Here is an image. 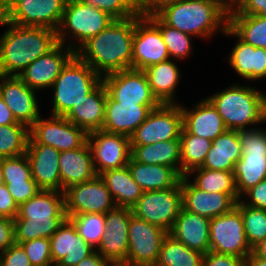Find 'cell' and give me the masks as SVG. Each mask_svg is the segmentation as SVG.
I'll return each instance as SVG.
<instances>
[{"label":"cell","instance_id":"obj_1","mask_svg":"<svg viewBox=\"0 0 266 266\" xmlns=\"http://www.w3.org/2000/svg\"><path fill=\"white\" fill-rule=\"evenodd\" d=\"M135 16L114 20L85 42L75 54L103 78L132 68Z\"/></svg>","mask_w":266,"mask_h":266},{"label":"cell","instance_id":"obj_2","mask_svg":"<svg viewBox=\"0 0 266 266\" xmlns=\"http://www.w3.org/2000/svg\"><path fill=\"white\" fill-rule=\"evenodd\" d=\"M3 25L8 28L0 37V75L18 76L58 44L57 33L50 28L22 27L1 17Z\"/></svg>","mask_w":266,"mask_h":266},{"label":"cell","instance_id":"obj_3","mask_svg":"<svg viewBox=\"0 0 266 266\" xmlns=\"http://www.w3.org/2000/svg\"><path fill=\"white\" fill-rule=\"evenodd\" d=\"M67 219L64 192L41 190L18 207L15 243L50 238Z\"/></svg>","mask_w":266,"mask_h":266},{"label":"cell","instance_id":"obj_4","mask_svg":"<svg viewBox=\"0 0 266 266\" xmlns=\"http://www.w3.org/2000/svg\"><path fill=\"white\" fill-rule=\"evenodd\" d=\"M156 15L166 25L203 40L228 28V13L209 0H177Z\"/></svg>","mask_w":266,"mask_h":266},{"label":"cell","instance_id":"obj_5","mask_svg":"<svg viewBox=\"0 0 266 266\" xmlns=\"http://www.w3.org/2000/svg\"><path fill=\"white\" fill-rule=\"evenodd\" d=\"M206 98L217 109L229 130H249L264 122L266 124V94L255 87L233 83Z\"/></svg>","mask_w":266,"mask_h":266},{"label":"cell","instance_id":"obj_6","mask_svg":"<svg viewBox=\"0 0 266 266\" xmlns=\"http://www.w3.org/2000/svg\"><path fill=\"white\" fill-rule=\"evenodd\" d=\"M102 78L86 62L76 54L63 67L61 73L52 84V114L65 116L84 96L92 92Z\"/></svg>","mask_w":266,"mask_h":266},{"label":"cell","instance_id":"obj_7","mask_svg":"<svg viewBox=\"0 0 266 266\" xmlns=\"http://www.w3.org/2000/svg\"><path fill=\"white\" fill-rule=\"evenodd\" d=\"M114 20L109 14L82 0H67L64 14L56 31L58 43L66 45L67 40L66 46L76 52L85 42L102 32Z\"/></svg>","mask_w":266,"mask_h":266},{"label":"cell","instance_id":"obj_8","mask_svg":"<svg viewBox=\"0 0 266 266\" xmlns=\"http://www.w3.org/2000/svg\"><path fill=\"white\" fill-rule=\"evenodd\" d=\"M242 156L234 167L238 196L266 179V129L258 127L238 131Z\"/></svg>","mask_w":266,"mask_h":266},{"label":"cell","instance_id":"obj_9","mask_svg":"<svg viewBox=\"0 0 266 266\" xmlns=\"http://www.w3.org/2000/svg\"><path fill=\"white\" fill-rule=\"evenodd\" d=\"M182 207V191L179 184L166 190L143 191L131 211L136 217L169 233Z\"/></svg>","mask_w":266,"mask_h":266},{"label":"cell","instance_id":"obj_10","mask_svg":"<svg viewBox=\"0 0 266 266\" xmlns=\"http://www.w3.org/2000/svg\"><path fill=\"white\" fill-rule=\"evenodd\" d=\"M210 251L240 257L245 260L253 248L247 241L241 212H230L210 219Z\"/></svg>","mask_w":266,"mask_h":266},{"label":"cell","instance_id":"obj_11","mask_svg":"<svg viewBox=\"0 0 266 266\" xmlns=\"http://www.w3.org/2000/svg\"><path fill=\"white\" fill-rule=\"evenodd\" d=\"M88 133L70 122L64 116L51 115L48 119L41 116L29 128L28 144L52 146L60 152L82 147Z\"/></svg>","mask_w":266,"mask_h":266},{"label":"cell","instance_id":"obj_12","mask_svg":"<svg viewBox=\"0 0 266 266\" xmlns=\"http://www.w3.org/2000/svg\"><path fill=\"white\" fill-rule=\"evenodd\" d=\"M182 128L180 103H161L151 110L146 120L132 134L130 145L144 146L170 139H180Z\"/></svg>","mask_w":266,"mask_h":266},{"label":"cell","instance_id":"obj_13","mask_svg":"<svg viewBox=\"0 0 266 266\" xmlns=\"http://www.w3.org/2000/svg\"><path fill=\"white\" fill-rule=\"evenodd\" d=\"M67 217L85 213L106 214L116 208L115 202L100 175L72 185L64 191Z\"/></svg>","mask_w":266,"mask_h":266},{"label":"cell","instance_id":"obj_14","mask_svg":"<svg viewBox=\"0 0 266 266\" xmlns=\"http://www.w3.org/2000/svg\"><path fill=\"white\" fill-rule=\"evenodd\" d=\"M167 235L168 232L164 229L132 214L128 229L129 247L126 263L154 266L158 260L162 242Z\"/></svg>","mask_w":266,"mask_h":266},{"label":"cell","instance_id":"obj_15","mask_svg":"<svg viewBox=\"0 0 266 266\" xmlns=\"http://www.w3.org/2000/svg\"><path fill=\"white\" fill-rule=\"evenodd\" d=\"M167 60L170 56L159 27L148 16L136 15L132 69L145 70Z\"/></svg>","mask_w":266,"mask_h":266},{"label":"cell","instance_id":"obj_16","mask_svg":"<svg viewBox=\"0 0 266 266\" xmlns=\"http://www.w3.org/2000/svg\"><path fill=\"white\" fill-rule=\"evenodd\" d=\"M87 142L91 149L97 175L126 166L131 158L130 138L103 130L88 133Z\"/></svg>","mask_w":266,"mask_h":266},{"label":"cell","instance_id":"obj_17","mask_svg":"<svg viewBox=\"0 0 266 266\" xmlns=\"http://www.w3.org/2000/svg\"><path fill=\"white\" fill-rule=\"evenodd\" d=\"M108 94L120 103L160 105L144 70L126 69L102 78Z\"/></svg>","mask_w":266,"mask_h":266},{"label":"cell","instance_id":"obj_18","mask_svg":"<svg viewBox=\"0 0 266 266\" xmlns=\"http://www.w3.org/2000/svg\"><path fill=\"white\" fill-rule=\"evenodd\" d=\"M67 0H19L4 16L22 27H45L57 31Z\"/></svg>","mask_w":266,"mask_h":266},{"label":"cell","instance_id":"obj_19","mask_svg":"<svg viewBox=\"0 0 266 266\" xmlns=\"http://www.w3.org/2000/svg\"><path fill=\"white\" fill-rule=\"evenodd\" d=\"M37 90L30 88L18 76L0 75V96L15 119L29 128L41 116Z\"/></svg>","mask_w":266,"mask_h":266},{"label":"cell","instance_id":"obj_20","mask_svg":"<svg viewBox=\"0 0 266 266\" xmlns=\"http://www.w3.org/2000/svg\"><path fill=\"white\" fill-rule=\"evenodd\" d=\"M74 55L75 52L72 49L58 43L47 54L28 65L18 77L30 88L38 92L41 89H51L63 67Z\"/></svg>","mask_w":266,"mask_h":266},{"label":"cell","instance_id":"obj_21","mask_svg":"<svg viewBox=\"0 0 266 266\" xmlns=\"http://www.w3.org/2000/svg\"><path fill=\"white\" fill-rule=\"evenodd\" d=\"M131 208L116 207L105 214V234L95 249L111 262H126Z\"/></svg>","mask_w":266,"mask_h":266},{"label":"cell","instance_id":"obj_22","mask_svg":"<svg viewBox=\"0 0 266 266\" xmlns=\"http://www.w3.org/2000/svg\"><path fill=\"white\" fill-rule=\"evenodd\" d=\"M190 180L183 176L180 181L183 208L189 212L211 219L230 212L241 199L238 194L209 193L200 190Z\"/></svg>","mask_w":266,"mask_h":266},{"label":"cell","instance_id":"obj_23","mask_svg":"<svg viewBox=\"0 0 266 266\" xmlns=\"http://www.w3.org/2000/svg\"><path fill=\"white\" fill-rule=\"evenodd\" d=\"M158 106L120 103L114 100L107 92L102 130L130 138L135 130L146 120L151 110Z\"/></svg>","mask_w":266,"mask_h":266},{"label":"cell","instance_id":"obj_24","mask_svg":"<svg viewBox=\"0 0 266 266\" xmlns=\"http://www.w3.org/2000/svg\"><path fill=\"white\" fill-rule=\"evenodd\" d=\"M49 239L52 262L58 266H76L95 251L68 218Z\"/></svg>","mask_w":266,"mask_h":266},{"label":"cell","instance_id":"obj_25","mask_svg":"<svg viewBox=\"0 0 266 266\" xmlns=\"http://www.w3.org/2000/svg\"><path fill=\"white\" fill-rule=\"evenodd\" d=\"M26 155L30 162L32 178L38 187L41 190L61 192L60 151L43 144H27Z\"/></svg>","mask_w":266,"mask_h":266},{"label":"cell","instance_id":"obj_26","mask_svg":"<svg viewBox=\"0 0 266 266\" xmlns=\"http://www.w3.org/2000/svg\"><path fill=\"white\" fill-rule=\"evenodd\" d=\"M192 108L181 104L182 126L186 132L213 141L227 130L222 117L207 98L201 99Z\"/></svg>","mask_w":266,"mask_h":266},{"label":"cell","instance_id":"obj_27","mask_svg":"<svg viewBox=\"0 0 266 266\" xmlns=\"http://www.w3.org/2000/svg\"><path fill=\"white\" fill-rule=\"evenodd\" d=\"M168 234L192 250L204 255L210 252V218L189 212L182 207Z\"/></svg>","mask_w":266,"mask_h":266},{"label":"cell","instance_id":"obj_28","mask_svg":"<svg viewBox=\"0 0 266 266\" xmlns=\"http://www.w3.org/2000/svg\"><path fill=\"white\" fill-rule=\"evenodd\" d=\"M224 35L238 39L228 56V64L236 74L247 81L265 79L266 50L243 42L229 28L226 29Z\"/></svg>","mask_w":266,"mask_h":266},{"label":"cell","instance_id":"obj_29","mask_svg":"<svg viewBox=\"0 0 266 266\" xmlns=\"http://www.w3.org/2000/svg\"><path fill=\"white\" fill-rule=\"evenodd\" d=\"M107 89L101 82L92 92L84 96L79 103L64 116L87 133L102 130L105 118Z\"/></svg>","mask_w":266,"mask_h":266},{"label":"cell","instance_id":"obj_30","mask_svg":"<svg viewBox=\"0 0 266 266\" xmlns=\"http://www.w3.org/2000/svg\"><path fill=\"white\" fill-rule=\"evenodd\" d=\"M59 172L61 192L72 185L91 180L97 175L88 142L78 149L60 152Z\"/></svg>","mask_w":266,"mask_h":266},{"label":"cell","instance_id":"obj_31","mask_svg":"<svg viewBox=\"0 0 266 266\" xmlns=\"http://www.w3.org/2000/svg\"><path fill=\"white\" fill-rule=\"evenodd\" d=\"M133 180L143 191H159L176 187L182 175L174 168L164 165L143 164L130 158L127 164Z\"/></svg>","mask_w":266,"mask_h":266},{"label":"cell","instance_id":"obj_32","mask_svg":"<svg viewBox=\"0 0 266 266\" xmlns=\"http://www.w3.org/2000/svg\"><path fill=\"white\" fill-rule=\"evenodd\" d=\"M238 131L227 129L212 141L204 163L200 168L233 172L242 156Z\"/></svg>","mask_w":266,"mask_h":266},{"label":"cell","instance_id":"obj_33","mask_svg":"<svg viewBox=\"0 0 266 266\" xmlns=\"http://www.w3.org/2000/svg\"><path fill=\"white\" fill-rule=\"evenodd\" d=\"M147 74L152 94L160 103H177L175 93L180 77L177 64L172 59L152 65L144 70Z\"/></svg>","mask_w":266,"mask_h":266},{"label":"cell","instance_id":"obj_34","mask_svg":"<svg viewBox=\"0 0 266 266\" xmlns=\"http://www.w3.org/2000/svg\"><path fill=\"white\" fill-rule=\"evenodd\" d=\"M180 139H170L144 146H131V158L143 164L164 165L181 174Z\"/></svg>","mask_w":266,"mask_h":266},{"label":"cell","instance_id":"obj_35","mask_svg":"<svg viewBox=\"0 0 266 266\" xmlns=\"http://www.w3.org/2000/svg\"><path fill=\"white\" fill-rule=\"evenodd\" d=\"M116 207L132 208L142 196L143 190L133 180L128 166L107 170L100 174Z\"/></svg>","mask_w":266,"mask_h":266},{"label":"cell","instance_id":"obj_36","mask_svg":"<svg viewBox=\"0 0 266 266\" xmlns=\"http://www.w3.org/2000/svg\"><path fill=\"white\" fill-rule=\"evenodd\" d=\"M228 28L243 42L266 50V16L228 14Z\"/></svg>","mask_w":266,"mask_h":266},{"label":"cell","instance_id":"obj_37","mask_svg":"<svg viewBox=\"0 0 266 266\" xmlns=\"http://www.w3.org/2000/svg\"><path fill=\"white\" fill-rule=\"evenodd\" d=\"M203 257L201 252L188 248L168 234L154 266H203Z\"/></svg>","mask_w":266,"mask_h":266},{"label":"cell","instance_id":"obj_38","mask_svg":"<svg viewBox=\"0 0 266 266\" xmlns=\"http://www.w3.org/2000/svg\"><path fill=\"white\" fill-rule=\"evenodd\" d=\"M211 145V140L190 134L182 128L180 133L182 176H186L191 170L202 166Z\"/></svg>","mask_w":266,"mask_h":266},{"label":"cell","instance_id":"obj_39","mask_svg":"<svg viewBox=\"0 0 266 266\" xmlns=\"http://www.w3.org/2000/svg\"><path fill=\"white\" fill-rule=\"evenodd\" d=\"M191 176H194L191 182L200 190L209 193L237 194L233 172L198 167L186 175L188 178Z\"/></svg>","mask_w":266,"mask_h":266},{"label":"cell","instance_id":"obj_40","mask_svg":"<svg viewBox=\"0 0 266 266\" xmlns=\"http://www.w3.org/2000/svg\"><path fill=\"white\" fill-rule=\"evenodd\" d=\"M160 29L170 59L183 60L192 53V35L166 25L156 14L148 16Z\"/></svg>","mask_w":266,"mask_h":266},{"label":"cell","instance_id":"obj_41","mask_svg":"<svg viewBox=\"0 0 266 266\" xmlns=\"http://www.w3.org/2000/svg\"><path fill=\"white\" fill-rule=\"evenodd\" d=\"M29 140V127L23 123L0 125V158L24 155Z\"/></svg>","mask_w":266,"mask_h":266},{"label":"cell","instance_id":"obj_42","mask_svg":"<svg viewBox=\"0 0 266 266\" xmlns=\"http://www.w3.org/2000/svg\"><path fill=\"white\" fill-rule=\"evenodd\" d=\"M67 218L74 224L80 237L96 249L105 234V214L85 213Z\"/></svg>","mask_w":266,"mask_h":266},{"label":"cell","instance_id":"obj_43","mask_svg":"<svg viewBox=\"0 0 266 266\" xmlns=\"http://www.w3.org/2000/svg\"><path fill=\"white\" fill-rule=\"evenodd\" d=\"M235 207L241 212L246 238L253 248L266 238V210L250 207L241 200Z\"/></svg>","mask_w":266,"mask_h":266},{"label":"cell","instance_id":"obj_44","mask_svg":"<svg viewBox=\"0 0 266 266\" xmlns=\"http://www.w3.org/2000/svg\"><path fill=\"white\" fill-rule=\"evenodd\" d=\"M1 174L4 184L18 181H35L32 178L31 166L26 155L1 158Z\"/></svg>","mask_w":266,"mask_h":266},{"label":"cell","instance_id":"obj_45","mask_svg":"<svg viewBox=\"0 0 266 266\" xmlns=\"http://www.w3.org/2000/svg\"><path fill=\"white\" fill-rule=\"evenodd\" d=\"M88 5L109 14L115 20L127 19L138 15L137 6L132 0H82Z\"/></svg>","mask_w":266,"mask_h":266},{"label":"cell","instance_id":"obj_46","mask_svg":"<svg viewBox=\"0 0 266 266\" xmlns=\"http://www.w3.org/2000/svg\"><path fill=\"white\" fill-rule=\"evenodd\" d=\"M18 244L24 249L32 266H49L53 264L49 238H36Z\"/></svg>","mask_w":266,"mask_h":266},{"label":"cell","instance_id":"obj_47","mask_svg":"<svg viewBox=\"0 0 266 266\" xmlns=\"http://www.w3.org/2000/svg\"><path fill=\"white\" fill-rule=\"evenodd\" d=\"M5 185L18 206L41 191L35 181H18Z\"/></svg>","mask_w":266,"mask_h":266},{"label":"cell","instance_id":"obj_48","mask_svg":"<svg viewBox=\"0 0 266 266\" xmlns=\"http://www.w3.org/2000/svg\"><path fill=\"white\" fill-rule=\"evenodd\" d=\"M0 266H32L24 249L13 244L0 255Z\"/></svg>","mask_w":266,"mask_h":266},{"label":"cell","instance_id":"obj_49","mask_svg":"<svg viewBox=\"0 0 266 266\" xmlns=\"http://www.w3.org/2000/svg\"><path fill=\"white\" fill-rule=\"evenodd\" d=\"M244 196L247 200L242 199ZM240 200L250 207L266 210V179L246 191Z\"/></svg>","mask_w":266,"mask_h":266},{"label":"cell","instance_id":"obj_50","mask_svg":"<svg viewBox=\"0 0 266 266\" xmlns=\"http://www.w3.org/2000/svg\"><path fill=\"white\" fill-rule=\"evenodd\" d=\"M18 207L7 186L2 183L0 185V217L14 220L18 214Z\"/></svg>","mask_w":266,"mask_h":266},{"label":"cell","instance_id":"obj_51","mask_svg":"<svg viewBox=\"0 0 266 266\" xmlns=\"http://www.w3.org/2000/svg\"><path fill=\"white\" fill-rule=\"evenodd\" d=\"M15 244L14 220L0 217V255Z\"/></svg>","mask_w":266,"mask_h":266},{"label":"cell","instance_id":"obj_52","mask_svg":"<svg viewBox=\"0 0 266 266\" xmlns=\"http://www.w3.org/2000/svg\"><path fill=\"white\" fill-rule=\"evenodd\" d=\"M242 261L240 257L210 251L203 257V266H238Z\"/></svg>","mask_w":266,"mask_h":266},{"label":"cell","instance_id":"obj_53","mask_svg":"<svg viewBox=\"0 0 266 266\" xmlns=\"http://www.w3.org/2000/svg\"><path fill=\"white\" fill-rule=\"evenodd\" d=\"M230 14L266 16V0H240L237 9Z\"/></svg>","mask_w":266,"mask_h":266},{"label":"cell","instance_id":"obj_54","mask_svg":"<svg viewBox=\"0 0 266 266\" xmlns=\"http://www.w3.org/2000/svg\"><path fill=\"white\" fill-rule=\"evenodd\" d=\"M175 1L177 0H141L136 6L138 14L141 16H150Z\"/></svg>","mask_w":266,"mask_h":266},{"label":"cell","instance_id":"obj_55","mask_svg":"<svg viewBox=\"0 0 266 266\" xmlns=\"http://www.w3.org/2000/svg\"><path fill=\"white\" fill-rule=\"evenodd\" d=\"M111 261L103 258L96 250L81 260L76 266H110Z\"/></svg>","mask_w":266,"mask_h":266},{"label":"cell","instance_id":"obj_56","mask_svg":"<svg viewBox=\"0 0 266 266\" xmlns=\"http://www.w3.org/2000/svg\"><path fill=\"white\" fill-rule=\"evenodd\" d=\"M17 123L19 122L15 119L13 113L0 96V125H11Z\"/></svg>","mask_w":266,"mask_h":266},{"label":"cell","instance_id":"obj_57","mask_svg":"<svg viewBox=\"0 0 266 266\" xmlns=\"http://www.w3.org/2000/svg\"><path fill=\"white\" fill-rule=\"evenodd\" d=\"M209 1L215 2L228 14L234 12L237 9L240 2V0H209Z\"/></svg>","mask_w":266,"mask_h":266},{"label":"cell","instance_id":"obj_58","mask_svg":"<svg viewBox=\"0 0 266 266\" xmlns=\"http://www.w3.org/2000/svg\"><path fill=\"white\" fill-rule=\"evenodd\" d=\"M253 253L257 257L266 260V238L253 247Z\"/></svg>","mask_w":266,"mask_h":266},{"label":"cell","instance_id":"obj_59","mask_svg":"<svg viewBox=\"0 0 266 266\" xmlns=\"http://www.w3.org/2000/svg\"><path fill=\"white\" fill-rule=\"evenodd\" d=\"M19 0H0V18L3 17Z\"/></svg>","mask_w":266,"mask_h":266},{"label":"cell","instance_id":"obj_60","mask_svg":"<svg viewBox=\"0 0 266 266\" xmlns=\"http://www.w3.org/2000/svg\"><path fill=\"white\" fill-rule=\"evenodd\" d=\"M245 260L250 266H266V260L257 257L253 252Z\"/></svg>","mask_w":266,"mask_h":266},{"label":"cell","instance_id":"obj_61","mask_svg":"<svg viewBox=\"0 0 266 266\" xmlns=\"http://www.w3.org/2000/svg\"><path fill=\"white\" fill-rule=\"evenodd\" d=\"M110 266H140V265H132L126 262H112Z\"/></svg>","mask_w":266,"mask_h":266},{"label":"cell","instance_id":"obj_62","mask_svg":"<svg viewBox=\"0 0 266 266\" xmlns=\"http://www.w3.org/2000/svg\"><path fill=\"white\" fill-rule=\"evenodd\" d=\"M238 266H250L246 260H243Z\"/></svg>","mask_w":266,"mask_h":266},{"label":"cell","instance_id":"obj_63","mask_svg":"<svg viewBox=\"0 0 266 266\" xmlns=\"http://www.w3.org/2000/svg\"><path fill=\"white\" fill-rule=\"evenodd\" d=\"M1 160V158H0ZM3 183V180H2V174H1V165H0V185Z\"/></svg>","mask_w":266,"mask_h":266},{"label":"cell","instance_id":"obj_64","mask_svg":"<svg viewBox=\"0 0 266 266\" xmlns=\"http://www.w3.org/2000/svg\"><path fill=\"white\" fill-rule=\"evenodd\" d=\"M141 0H132V2L137 5Z\"/></svg>","mask_w":266,"mask_h":266}]
</instances>
